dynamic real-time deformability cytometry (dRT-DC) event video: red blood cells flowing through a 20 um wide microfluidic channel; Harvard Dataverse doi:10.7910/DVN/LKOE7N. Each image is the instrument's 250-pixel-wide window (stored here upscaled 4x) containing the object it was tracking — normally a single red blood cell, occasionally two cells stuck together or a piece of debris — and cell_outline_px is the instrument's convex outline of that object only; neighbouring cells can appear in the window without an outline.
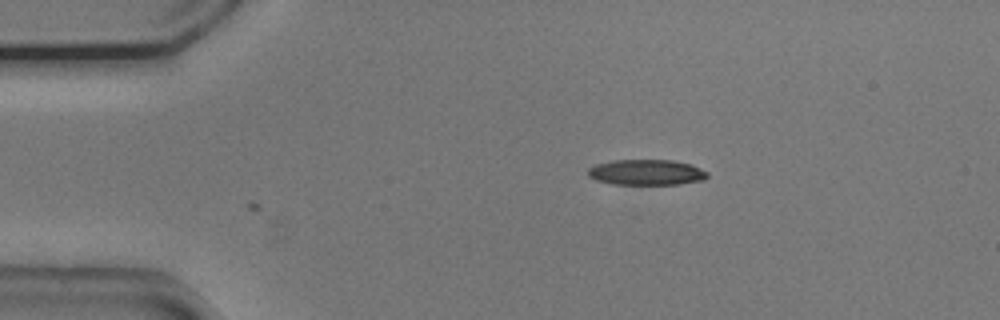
{"species": "common noctule bat (a hibernating species)", "species_latin": "Nyctalus noctula", "temperature_condition": "cold", "stored_images_in_passage": 6, "camera_frame_rate_fps": 3000, "um_per_image_px": 0.085, "animal": {"sex": "male", "body_mass_g": 20.5, "forearm_length_mm": 52.5}, "frame": {"image": 1, "passage_image": 6, "time_ms": 1.667, "image_size_px": [1000, 320], "cell_outline_px": [[708, 176], [704, 180], [680, 184], [612, 184], [596, 180], [588, 176], [588, 168], [596, 164], [612, 160], [672, 160], [692, 164], [708, 172]], "centroid_in_image_um": [54.96, 14.64], "position_along_channel_um": 30.0, "area_um2": 17.92}}